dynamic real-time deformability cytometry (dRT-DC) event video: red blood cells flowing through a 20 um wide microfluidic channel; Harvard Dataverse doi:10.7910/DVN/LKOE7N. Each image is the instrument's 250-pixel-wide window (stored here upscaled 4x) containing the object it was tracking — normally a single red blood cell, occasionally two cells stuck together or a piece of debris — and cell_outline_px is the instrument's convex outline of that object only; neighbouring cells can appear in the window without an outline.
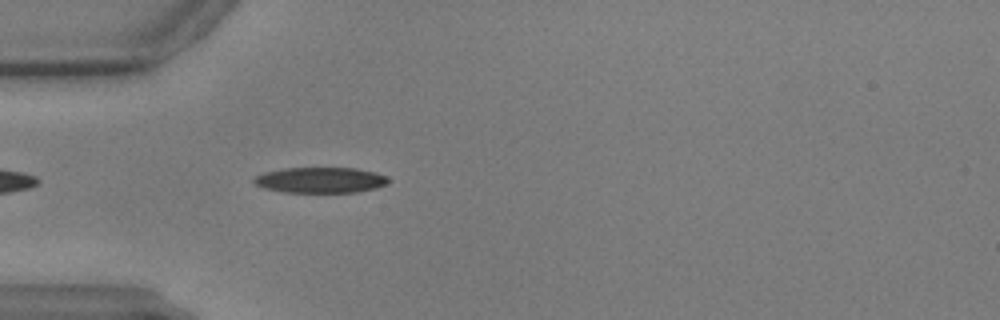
{"species": "common noctule bat (a hibernating species)", "species_latin": "Nyctalus noctula", "temperature_condition": "warm", "stored_images_in_passage": 29, "camera_frame_rate_fps": 3000, "um_per_image_px": 0.085, "animal": {"sex": "male", "body_mass_g": 17.9, "forearm_length_mm": 54.2}, "frame": {"image": 1, "passage_image": 4, "time_ms": 1.0, "image_size_px": [1000, 320], "cell_outline_px": [[388, 180], [384, 184], [376, 188], [356, 192], [284, 192], [264, 188], [256, 184], [252, 180], [256, 176], [264, 172], [284, 168], [356, 168], [376, 172], [384, 176]], "centroid_in_image_um": [27.2, 15.3], "position_along_channel_um": 57.8, "area_um2": 19.88}}
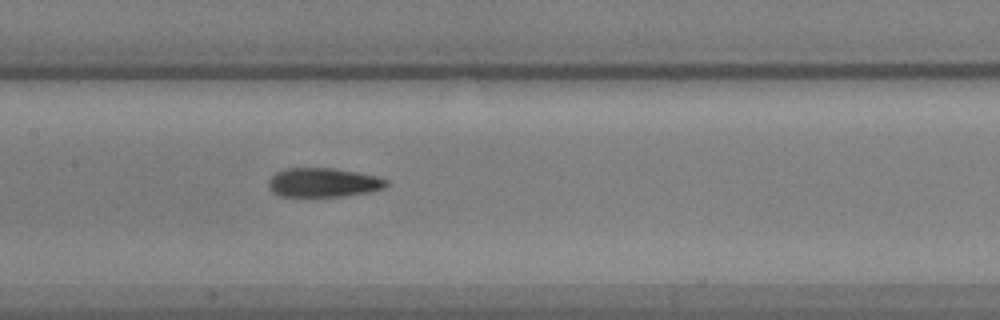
{"frame": {"image": 2, "passage_image": 15, "time_ms": 4.667, "image_size_px": [1000, 320], "cell_outline_px": [[388, 184], [384, 188], [372, 192], [344, 196], [280, 196], [272, 192], [268, 188], [268, 180], [276, 172], [288, 168], [332, 168], [380, 176], [388, 180]], "centroid_in_image_um": [27.51, 15.52], "position_along_channel_um": 179.9, "area_um2": 20.17}}
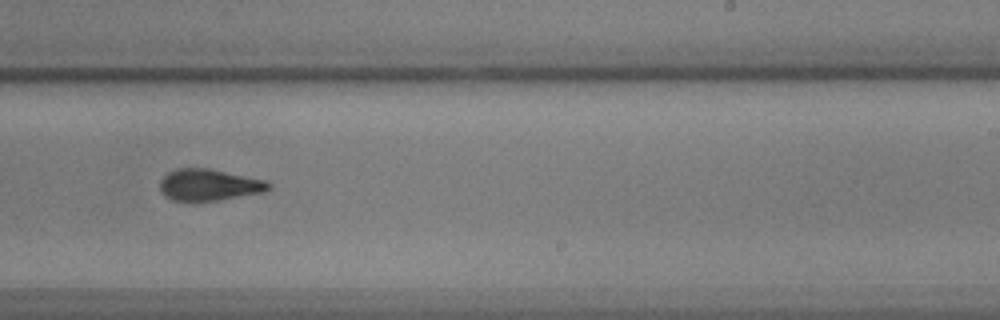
{"frame": {"image": 3, "passage_image": 23, "time_ms": 7.333, "image_size_px": [1000, 320], "cell_outline_px": [[272, 184], [264, 192], [216, 200], [172, 200], [164, 196], [160, 188], [160, 180], [168, 172], [176, 168], [208, 168], [268, 180]], "centroid_in_image_um": [17.77, 15.69], "position_along_channel_um": 271.2, "area_um2": 19.88}}